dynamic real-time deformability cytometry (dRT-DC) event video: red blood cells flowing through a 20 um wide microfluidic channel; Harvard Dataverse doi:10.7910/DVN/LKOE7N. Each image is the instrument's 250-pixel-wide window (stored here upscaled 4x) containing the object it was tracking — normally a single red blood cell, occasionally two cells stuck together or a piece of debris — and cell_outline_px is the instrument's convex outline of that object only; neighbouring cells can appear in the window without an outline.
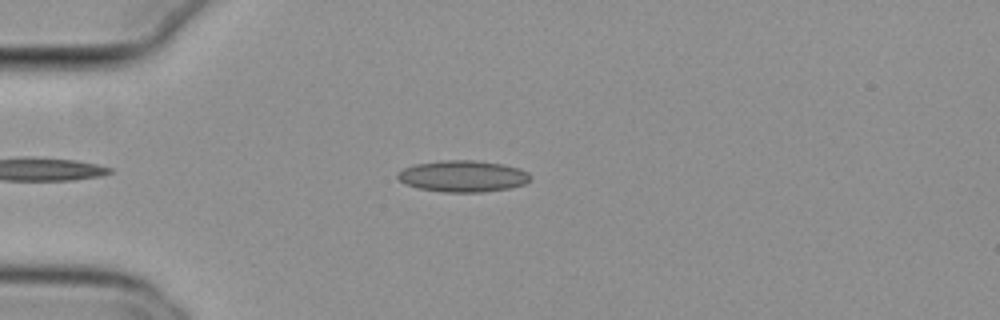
{"species": "common noctule bat (a hibernating species)", "species_latin": "Nyctalus noctula", "temperature_condition": "cold", "stored_images_in_passage": 39, "camera_frame_rate_fps": 3000, "um_per_image_px": 0.085, "animal": {"sex": "female", "body_mass_g": 29.2, "forearm_length_mm": 56.3}, "frame": {"image": 1, "passage_image": 3, "time_ms": 0.667, "image_size_px": [1000, 320], "cell_outline_px": [[532, 176], [524, 184], [508, 188], [484, 192], [444, 192], [416, 188], [404, 184], [396, 176], [396, 172], [404, 168], [416, 164], [440, 160], [476, 160], [500, 164], [520, 168], [528, 172]], "centroid_in_image_um": [39.31, 14.97], "position_along_channel_um": 45.7, "area_um2": 24.45}}
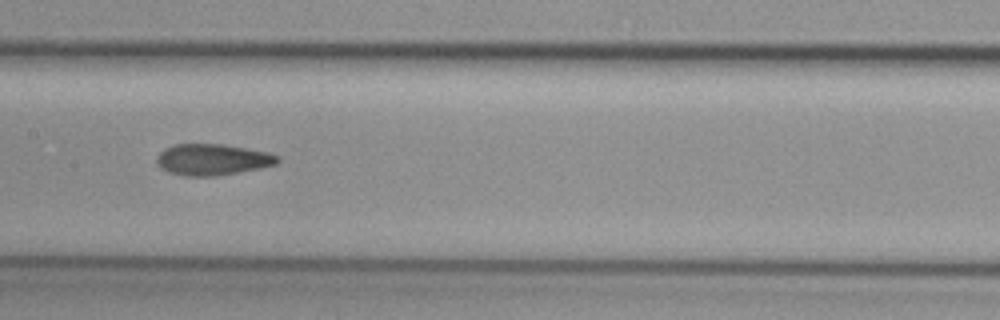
{"frame": {"image": 2, "passage_image": 16, "time_ms": 5.0, "image_size_px": [1000, 320], "cell_outline_px": [[280, 160], [276, 164], [260, 168], [216, 176], [184, 176], [168, 172], [160, 168], [156, 164], [156, 156], [164, 148], [176, 144], [220, 144], [268, 152], [276, 156]], "centroid_in_image_um": [18.0, 13.57], "position_along_channel_um": 189.4, "area_um2": 21.96}}
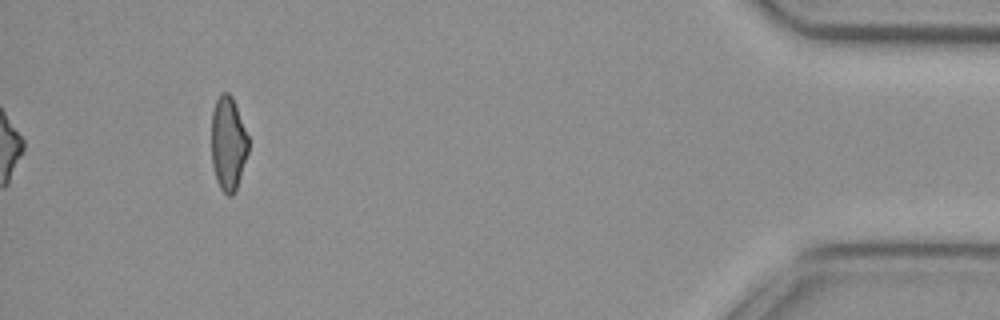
{"frame": {"image": 3, "passage_image": 39, "time_ms": 12.667, "image_size_px": [1000, 320], "cell_outline_px": [[248, 152], [236, 192], [232, 196], [228, 196], [220, 188], [216, 180], [212, 164], [212, 112], [216, 100], [220, 92], [228, 92], [232, 96], [248, 136]], "centroid_in_image_um": [19.39, 12.22], "position_along_channel_um": 415.8, "area_um2": 20.29}, "authors_computed_cell_mechanics": {"area_um2": 21.9062, "velocity_mm_per_s": 3.8292, "shape_relaxation_time_tau1_ms": null, "shape_relaxation_time_tau2_ms": 2.8769, "deformation_change_tau1": null, "deformation_change_tau2": 0.0885}}